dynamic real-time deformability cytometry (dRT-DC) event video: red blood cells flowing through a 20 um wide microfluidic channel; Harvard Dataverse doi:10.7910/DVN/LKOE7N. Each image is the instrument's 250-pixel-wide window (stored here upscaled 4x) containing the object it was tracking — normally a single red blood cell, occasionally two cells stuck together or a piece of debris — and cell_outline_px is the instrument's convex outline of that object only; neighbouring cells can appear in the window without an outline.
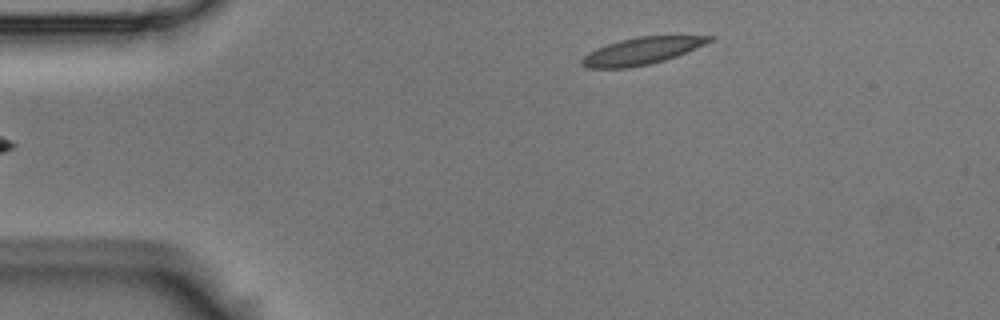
{"species": "Egyptian fruit bat (a non-hibernating species)", "species_latin": "Rousettus aegyptiacus", "temperature_condition": "room temperature", "stored_images_in_passage": 6, "segment_of_instrument_passage": [2, 2], "camera_frame_rate_fps": 3000, "um_per_image_px": 0.085, "animal": {"sex": "male"}, "frame": {"image": 1, "passage_image": 6, "time_ms": 1.667, "image_size_px": [1000, 320], "cell_outline_px": [[716, 40], [676, 56], [664, 60], [648, 64], [628, 68], [588, 68], [580, 64], [580, 60], [588, 52], [596, 48], [620, 40], [636, 36], [716, 36]], "centroid_in_image_um": [54.55, 4.33], "position_along_channel_um": 30.5, "area_um2": 20.11}}